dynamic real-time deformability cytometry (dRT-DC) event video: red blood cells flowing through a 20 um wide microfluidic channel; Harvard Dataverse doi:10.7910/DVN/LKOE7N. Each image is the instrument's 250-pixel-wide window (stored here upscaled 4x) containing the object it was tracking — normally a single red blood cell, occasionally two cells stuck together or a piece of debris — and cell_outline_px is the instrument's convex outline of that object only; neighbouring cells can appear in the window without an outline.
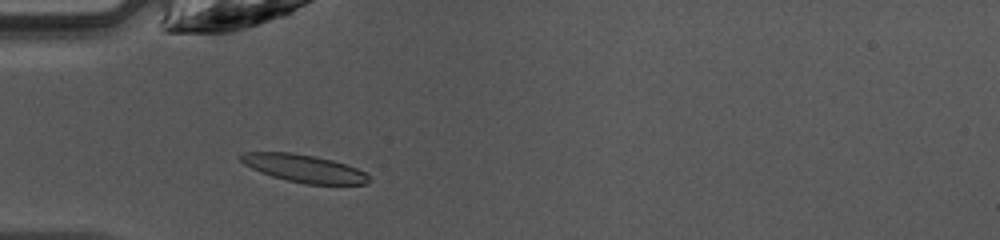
{"species": "common noctule bat (a hibernating species)", "species_latin": "Nyctalus noctula", "temperature_condition": "warm", "stored_images_in_passage": 39, "camera_frame_rate_fps": 3000, "um_per_image_px": 0.085, "animal": {"sex": "female", "body_mass_g": 10.0, "forearm_length_mm": 53.1}, "frame": {"image": 1, "passage_image": 6, "time_ms": 1.667, "image_size_px": [1000, 240], "cell_outline_px": [[368, 184], [304, 184], [272, 176], [260, 172], [244, 164], [240, 160], [240, 156], [244, 152], [292, 152], [332, 160], [356, 168], [364, 172], [368, 176]], "centroid_in_image_um": [25.81, 14.31], "position_along_channel_um": 59.2, "area_um2": 20.35}}
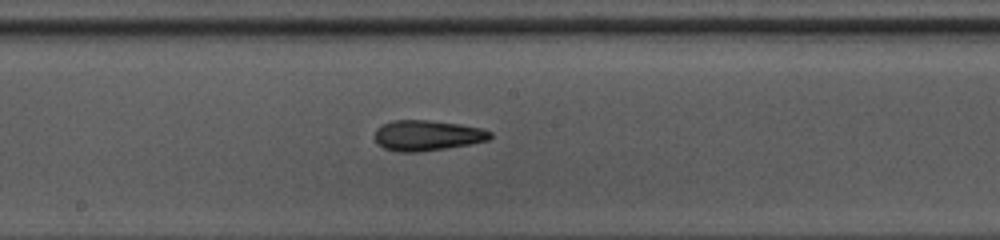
{"frame": {"image": 2, "passage_image": 17, "time_ms": 5.333, "image_size_px": [1000, 240], "cell_outline_px": [[492, 136], [488, 140], [448, 148], [416, 152], [396, 152], [384, 148], [376, 140], [376, 128], [392, 120], [428, 120], [460, 124], [480, 128], [492, 132]], "centroid_in_image_um": [36.31, 11.51], "position_along_channel_um": 211.9, "area_um2": 20.35}}
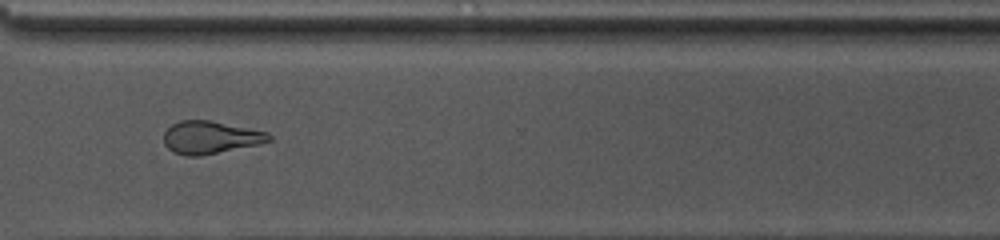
{"frame": {"image": 3, "passage_image": 27, "time_ms": 8.667, "image_size_px": [1000, 240], "cell_outline_px": [[272, 140], [260, 144], [200, 156], [188, 156], [172, 152], [164, 144], [164, 132], [172, 124], [180, 120], [212, 120], [268, 132], [272, 136]], "centroid_in_image_um": [17.89, 11.67], "position_along_channel_um": 352.7, "area_um2": 20.17}, "authors_computed_cell_mechanics": {"area_um2": 20.3456, "velocity_mm_per_s": 4.2383, "shape_relaxation_time_tau1_ms": 9.9362, "shape_relaxation_time_tau2_ms": 2.4547, "deformation_change_tau1": 0.231, "deformation_change_tau2": 0.1241}}